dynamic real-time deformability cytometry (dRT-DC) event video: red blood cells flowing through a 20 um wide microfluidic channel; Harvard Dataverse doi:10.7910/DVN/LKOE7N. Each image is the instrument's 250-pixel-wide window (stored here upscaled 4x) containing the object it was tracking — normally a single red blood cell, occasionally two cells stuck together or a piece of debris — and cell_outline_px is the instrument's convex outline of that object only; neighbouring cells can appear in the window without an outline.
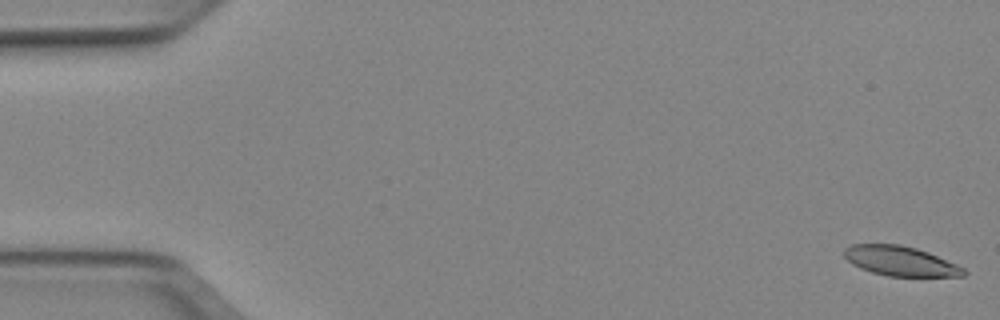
{"species": "Egyptian fruit bat (a non-hibernating species)", "species_latin": "Rousettus aegyptiacus", "temperature_condition": "cold", "stored_images_in_passage": 52, "camera_frame_rate_fps": 3000, "um_per_image_px": 0.085, "animal": {"sex": "female"}, "frame": {"image": 1, "passage_image": 1, "time_ms": 0.0, "image_size_px": [1000, 320], "cell_outline_px": [[968, 272], [964, 276], [888, 276], [872, 272], [860, 268], [852, 264], [844, 256], [844, 248], [852, 244], [900, 244], [916, 248], [928, 252], [956, 264], [964, 268]], "centroid_in_image_um": [76.53, 22.18], "position_along_channel_um": 8.5, "area_um2": 20.63}}
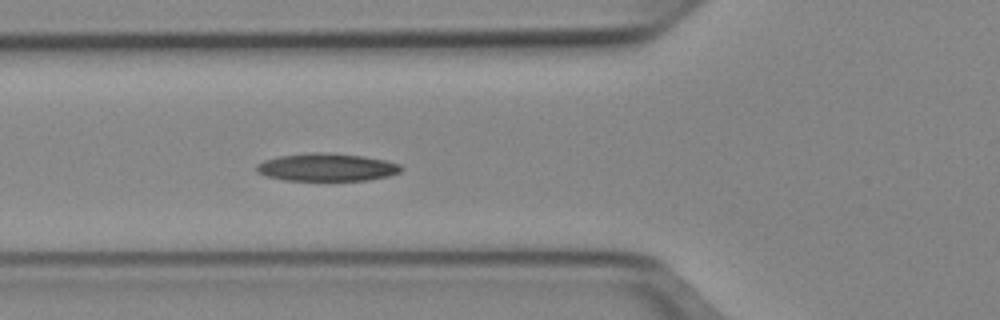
{"frame": {"image": 2, "passage_image": 19, "time_ms": 6.0, "image_size_px": [1000, 320], "cell_outline_px": [[404, 168], [400, 172], [388, 176], [368, 180], [284, 180], [268, 176], [256, 172], [256, 164], [264, 160], [280, 156], [312, 152], [328, 152], [364, 156], [384, 160], [400, 164]], "centroid_in_image_um": [27.79, 14.21], "position_along_channel_um": 98.0, "area_um2": 23.41}}
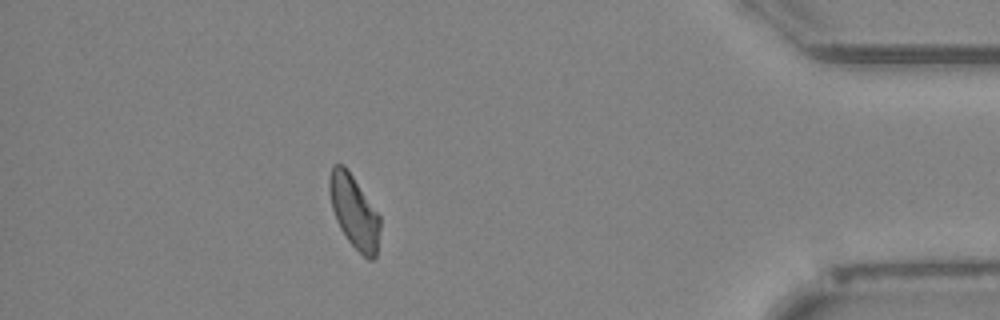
{"frame": {"image": 3, "passage_image": 46, "time_ms": 15.0, "image_size_px": [1000, 320], "cell_outline_px": [[380, 228], [376, 260], [368, 260], [348, 240], [340, 228], [336, 220], [332, 208], [328, 192], [328, 176], [332, 164], [344, 164], [380, 216]], "centroid_in_image_um": [30.08, 17.98], "position_along_channel_um": 405.1, "area_um2": 21.62}, "authors_computed_cell_mechanics": {"area_um2": 22.2241, "velocity_mm_per_s": 3.9142, "shape_relaxation_time_tau1_ms": 9.3938, "shape_relaxation_time_tau2_ms": null, "deformation_change_tau1": 0.1882, "deformation_change_tau2": null}}